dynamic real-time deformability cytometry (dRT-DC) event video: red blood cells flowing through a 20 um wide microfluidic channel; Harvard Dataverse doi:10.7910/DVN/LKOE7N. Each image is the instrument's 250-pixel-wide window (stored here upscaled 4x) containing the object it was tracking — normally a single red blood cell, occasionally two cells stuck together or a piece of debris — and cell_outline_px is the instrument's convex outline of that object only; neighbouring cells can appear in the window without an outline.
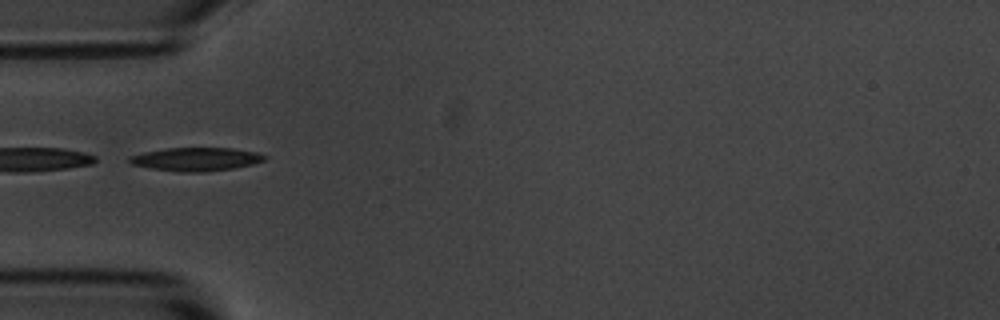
{"species": "common noctule bat (a hibernating species)", "species_latin": "Nyctalus noctula", "temperature_condition": "room temperature", "stored_images_in_passage": 38, "camera_frame_rate_fps": 3000, "um_per_image_px": 0.085, "animal": {"sex": "male", "body_mass_g": 20.1, "forearm_length_mm": 53.5}, "frame": {"image": 1, "passage_image": 1, "time_ms": 0.0, "image_size_px": [1000, 320], "cell_outline_px": [[268, 156], [264, 160], [252, 164], [232, 168], [204, 172], [180, 172], [152, 168], [132, 164], [128, 160], [128, 156], [144, 152], [164, 148], [232, 148], [256, 152]], "centroid_in_image_um": [16.65, 13.52], "position_along_channel_um": 68.3, "area_um2": 18.32}, "authors_computed_cell_mechanics": {"area_um2": 18.6116, "velocity_mm_per_s": 3.6231, "shape_relaxation_time_tau1_ms": 2.4363, "shape_relaxation_time_tau2_ms": null, "deformation_change_tau1": 0.1183, "deformation_change_tau2": null}}